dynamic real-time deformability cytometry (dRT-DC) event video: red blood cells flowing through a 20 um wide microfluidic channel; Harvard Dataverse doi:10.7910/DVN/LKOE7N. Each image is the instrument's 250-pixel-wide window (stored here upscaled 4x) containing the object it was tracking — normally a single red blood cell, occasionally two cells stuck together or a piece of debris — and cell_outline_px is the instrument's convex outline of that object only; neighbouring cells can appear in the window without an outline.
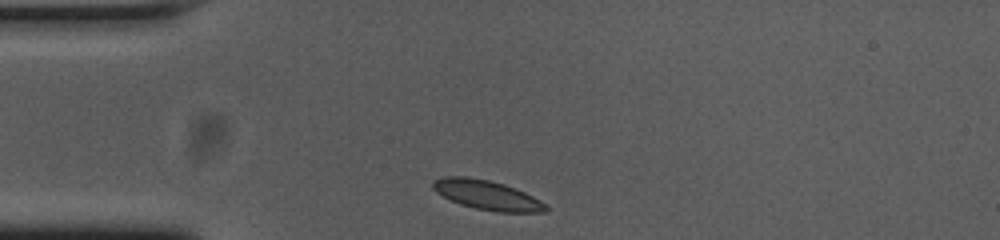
{"species": "common noctule bat (a hibernating species)", "species_latin": "Nyctalus noctula", "temperature_condition": "cold", "stored_images_in_passage": 32, "camera_frame_rate_fps": 3000, "um_per_image_px": 0.085, "animal": {"sex": "female", "body_mass_g": 23.0, "forearm_length_mm": 53.4}, "frame": {"image": 1, "passage_image": 1, "time_ms": 0.0, "image_size_px": [1000, 240], "cell_outline_px": [[548, 212], [496, 212], [476, 208], [460, 204], [436, 192], [432, 188], [432, 180], [444, 176], [468, 176], [488, 180], [504, 184], [516, 188], [548, 204]], "centroid_in_image_um": [41.41, 16.57], "position_along_channel_um": 43.6, "area_um2": 19.48}}
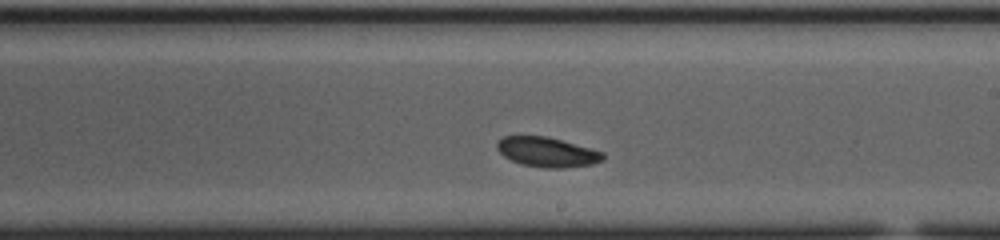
{"frame": {"image": 2, "passage_image": 19, "time_ms": 6.0, "image_size_px": [1000, 240], "cell_outline_px": [[604, 160], [592, 164], [564, 168], [544, 168], [520, 164], [504, 156], [496, 148], [496, 144], [504, 136], [548, 136], [604, 152]], "centroid_in_image_um": [46.52, 12.93], "position_along_channel_um": 242.5, "area_um2": 18.38}}
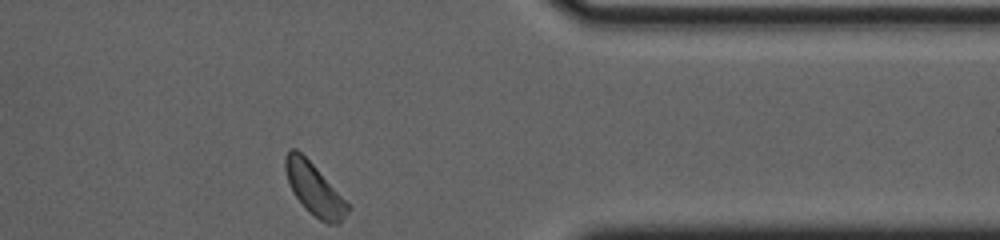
{"frame": {"image": 3, "passage_image": 32, "time_ms": 10.333, "image_size_px": [1000, 240], "cell_outline_px": [[352, 208], [340, 224], [328, 224], [320, 220], [308, 212], [304, 208], [292, 192], [284, 168], [284, 156], [288, 148], [296, 148], [316, 168]], "centroid_in_image_um": [26.7, 16.1], "position_along_channel_um": 384.7, "area_um2": 18.84}}